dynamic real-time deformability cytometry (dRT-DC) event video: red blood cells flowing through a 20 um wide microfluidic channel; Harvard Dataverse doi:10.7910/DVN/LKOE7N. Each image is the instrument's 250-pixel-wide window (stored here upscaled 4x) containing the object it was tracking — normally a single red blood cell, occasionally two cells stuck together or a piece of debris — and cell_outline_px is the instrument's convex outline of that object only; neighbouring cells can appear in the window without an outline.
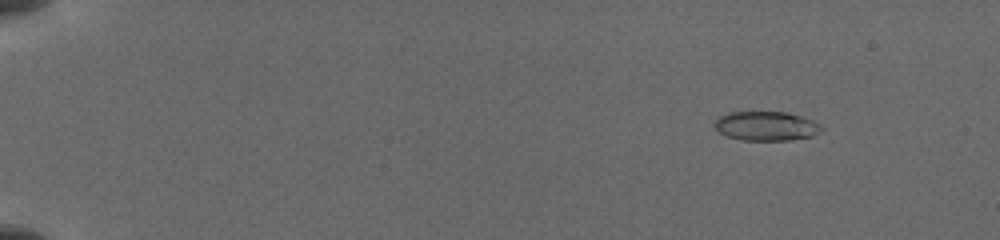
{"species": "common noctule bat (a hibernating species)", "species_latin": "Nyctalus noctula", "temperature_condition": "cold", "stored_images_in_passage": 45, "camera_frame_rate_fps": 3000, "um_per_image_px": 0.085, "animal": {"sex": "female", "body_mass_g": 19.5, "forearm_length_mm": 54.1}, "frame": {"image": 1, "passage_image": 6, "time_ms": 1.333, "image_size_px": [1000, 240], "cell_outline_px": [[824, 128], [812, 136], [788, 140], [740, 140], [728, 136], [720, 132], [716, 128], [716, 120], [720, 116], [728, 112], [784, 112], [800, 116], [812, 120], [820, 124]], "centroid_in_image_um": [65.14, 10.71], "position_along_channel_um": 19.9, "area_um2": 17.98}}
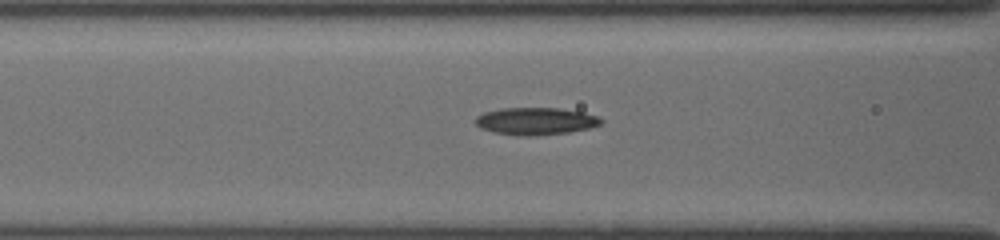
{"frame": {"image": 2, "passage_image": 30, "time_ms": 7.333, "image_size_px": [1000, 240], "cell_outline_px": [[604, 120], [600, 124], [588, 128], [568, 132], [524, 136], [496, 132], [480, 128], [476, 124], [476, 116], [484, 112], [500, 108], [560, 108], [584, 112], [600, 116]], "centroid_in_image_um": [45.56, 10.28], "position_along_channel_um": 121.0, "area_um2": 19.83}}
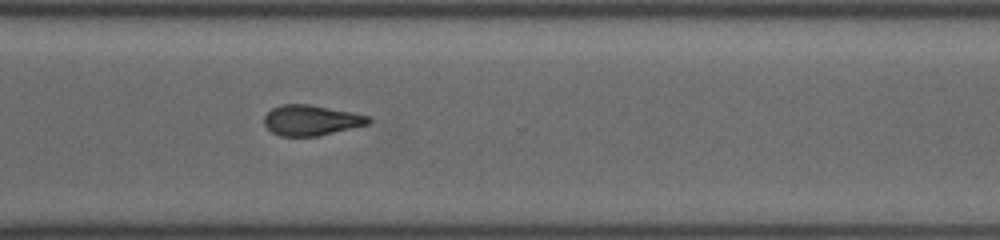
{"frame": {"image": 3, "passage_image": 45, "time_ms": 13.0, "image_size_px": [1000, 240], "cell_outline_px": [[372, 120], [368, 124], [320, 136], [280, 136], [272, 132], [264, 124], [264, 116], [272, 108], [280, 104], [308, 104], [352, 112], [368, 116]], "centroid_in_image_um": [26.43, 10.22], "position_along_channel_um": 344.2, "area_um2": 18.5}}